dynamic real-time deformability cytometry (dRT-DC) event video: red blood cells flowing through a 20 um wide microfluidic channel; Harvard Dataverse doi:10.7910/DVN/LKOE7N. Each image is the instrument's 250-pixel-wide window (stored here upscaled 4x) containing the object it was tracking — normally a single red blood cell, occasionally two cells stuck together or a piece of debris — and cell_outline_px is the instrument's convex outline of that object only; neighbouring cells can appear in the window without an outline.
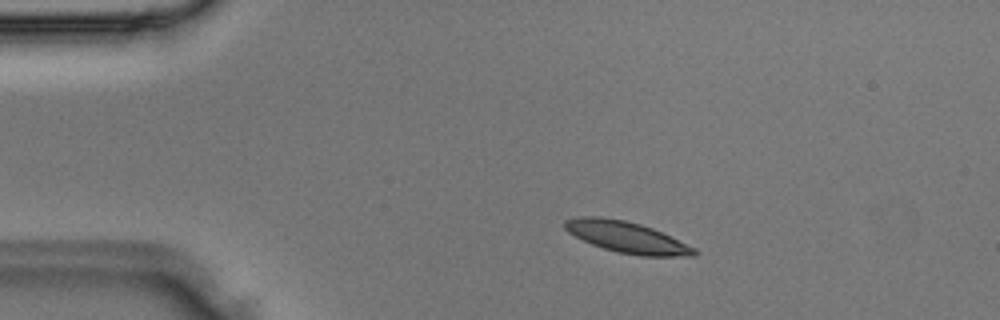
{"species": "Egyptian fruit bat (a non-hibernating species)", "species_latin": "Rousettus aegyptiacus", "temperature_condition": "room temperature", "stored_images_in_passage": 1, "camera_frame_rate_fps": 3000, "um_per_image_px": 0.085, "animal": {"sex": "male"}, "frame": {"image": 1, "passage_image": 1, "time_ms": 0.0, "image_size_px": [1000, 320], "cell_outline_px": [[696, 256], [640, 256], [616, 252], [592, 244], [568, 232], [564, 228], [564, 220], [580, 216], [600, 216], [624, 220], [640, 224], [652, 228], [696, 248]], "centroid_in_image_um": [53.26, 20.16], "position_along_channel_um": 31.7, "area_um2": 23.41}}